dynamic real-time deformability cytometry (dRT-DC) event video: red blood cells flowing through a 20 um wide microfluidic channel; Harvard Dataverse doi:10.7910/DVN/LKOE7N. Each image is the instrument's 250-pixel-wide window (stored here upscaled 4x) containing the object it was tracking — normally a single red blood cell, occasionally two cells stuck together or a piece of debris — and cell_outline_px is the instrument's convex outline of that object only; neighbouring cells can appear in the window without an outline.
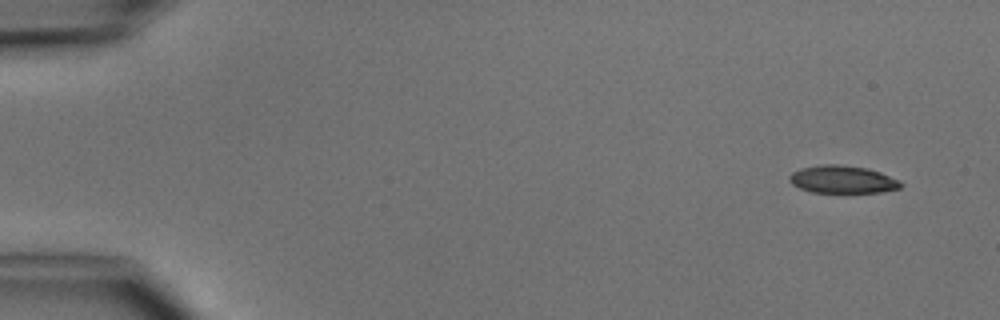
{"species": "common noctule bat (a hibernating species)", "species_latin": "Nyctalus noctula", "temperature_condition": "cold", "stored_images_in_passage": 4, "camera_frame_rate_fps": 3000, "um_per_image_px": 0.085, "animal": {"sex": "male", "body_mass_g": 15.6}, "frame": {"image": 1, "passage_image": 1, "time_ms": 0.0, "image_size_px": [1000, 320], "cell_outline_px": [[904, 184], [900, 188], [880, 192], [812, 192], [800, 188], [792, 184], [788, 180], [788, 176], [792, 172], [800, 168], [820, 164], [836, 164], [868, 168], [880, 172], [900, 180]], "centroid_in_image_um": [71.6, 15.24], "position_along_channel_um": 13.4, "area_um2": 18.03}}
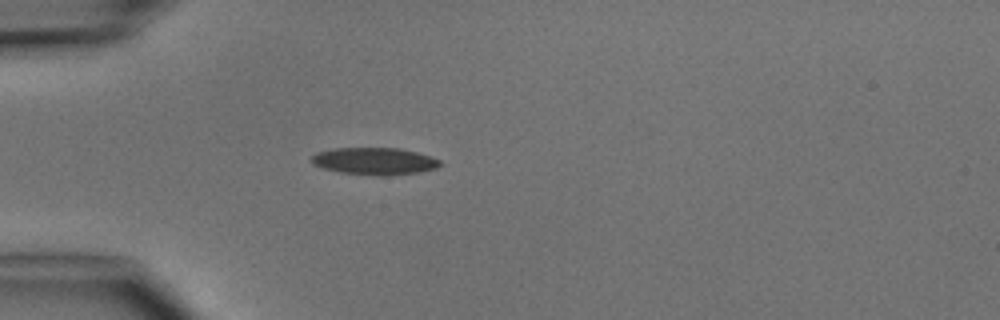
{"frame": {"image": 2, "passage_image": 4, "time_ms": 3.667, "image_size_px": [1000, 320], "cell_outline_px": [[440, 164], [436, 168], [420, 172], [388, 176], [376, 176], [340, 172], [324, 168], [312, 164], [308, 160], [316, 152], [332, 148], [400, 148], [416, 152], [440, 160]], "centroid_in_image_um": [31.78, 13.7], "position_along_channel_um": 53.2, "area_um2": 20.46}}